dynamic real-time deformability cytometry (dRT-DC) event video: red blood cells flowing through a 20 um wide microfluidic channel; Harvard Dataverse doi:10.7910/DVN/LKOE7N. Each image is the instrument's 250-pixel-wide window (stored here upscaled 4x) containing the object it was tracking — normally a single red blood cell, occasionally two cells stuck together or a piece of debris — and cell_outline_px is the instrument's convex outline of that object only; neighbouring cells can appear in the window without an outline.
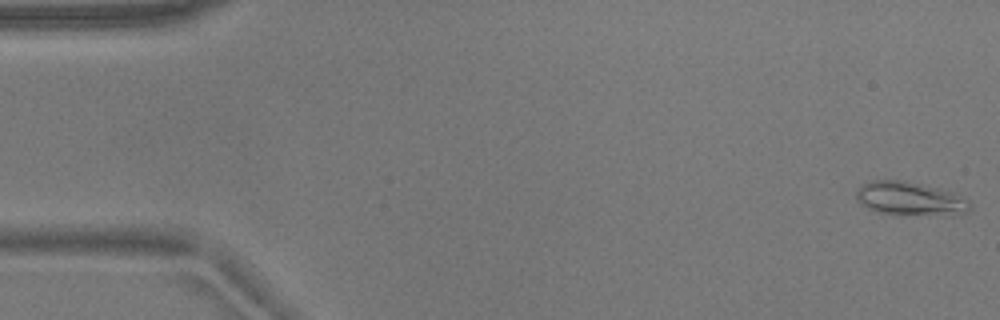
{"species": "common noctule bat (a hibernating species)", "species_latin": "Nyctalus noctula", "temperature_condition": "warm", "stored_images_in_passage": 55, "camera_frame_rate_fps": 3000, "um_per_image_px": 0.085, "animal": {"sex": "male", "body_mass_g": 17.9}, "frame": {"image": 1, "passage_image": 1, "time_ms": 0.0, "image_size_px": [1000, 320], "cell_outline_px": [[972, 208], [964, 216], [900, 216], [876, 212], [860, 204], [856, 200], [856, 192], [860, 184], [872, 180], [904, 180], [956, 192], [964, 196], [972, 204]], "centroid_in_image_um": [77.44, 16.93], "position_along_channel_um": 7.6, "area_um2": 23.64}}
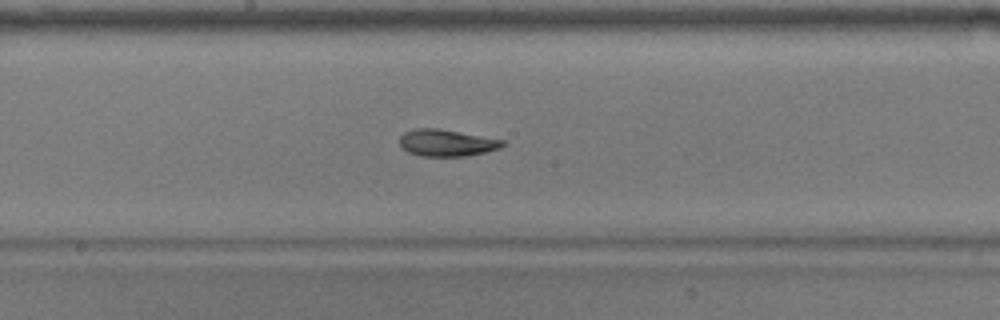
{"frame": {"image": 2, "passage_image": 28, "time_ms": 9.0, "image_size_px": [1000, 320], "cell_outline_px": [[508, 144], [500, 148], [484, 152], [464, 156], [420, 156], [408, 152], [400, 148], [400, 136], [404, 132], [416, 128], [440, 128], [504, 140]], "centroid_in_image_um": [37.95, 12.13], "position_along_channel_um": 210.2, "area_um2": 16.24}}
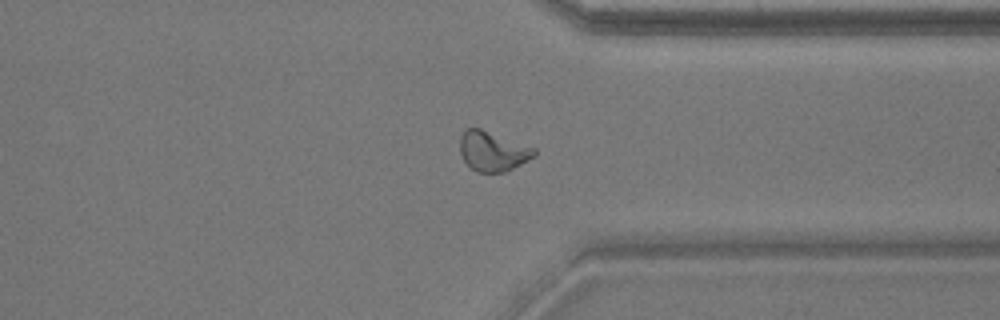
{"frame": {"image": 3, "passage_image": 41, "time_ms": 13.333, "image_size_px": [1000, 320], "cell_outline_px": [[536, 156], [504, 172], [476, 172], [464, 160], [460, 152], [460, 136], [468, 128], [480, 128], [536, 148]], "centroid_in_image_um": [41.89, 12.85], "position_along_channel_um": 369.5, "area_um2": 17.05}, "authors_computed_cell_mechanics": {"area_um2": 17.5712, "velocity_mm_per_s": 3.7295, "shape_relaxation_time_tau1_ms": 6.8719, "shape_relaxation_time_tau2_ms": 3.7752, "deformation_change_tau1": 0.1844, "deformation_change_tau2": 0.0933}}